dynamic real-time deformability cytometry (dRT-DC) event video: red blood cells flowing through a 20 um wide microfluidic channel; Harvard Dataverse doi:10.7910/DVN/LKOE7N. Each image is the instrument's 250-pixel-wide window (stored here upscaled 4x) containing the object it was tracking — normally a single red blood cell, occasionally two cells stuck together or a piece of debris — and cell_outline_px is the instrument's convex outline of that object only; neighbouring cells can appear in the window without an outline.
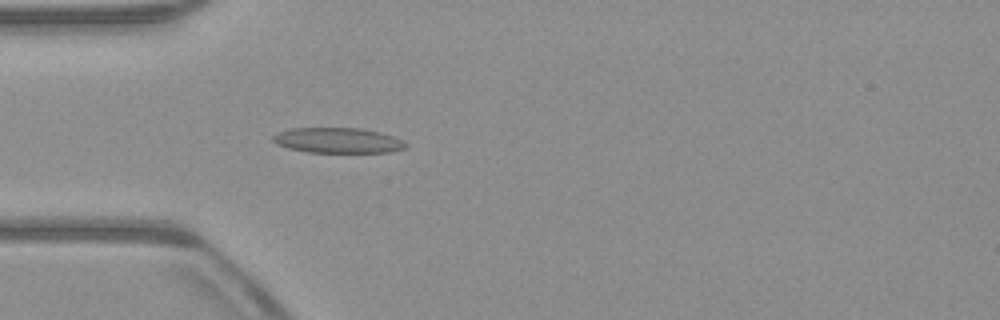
{"species": "common noctule bat (a hibernating species)", "species_latin": "Nyctalus noctula", "temperature_condition": "warm", "stored_images_in_passage": 38, "camera_frame_rate_fps": 3000, "um_per_image_px": 0.085, "animal": {"sex": "male", "body_mass_g": 23.1, "forearm_length_mm": 52.7}, "frame": {"image": 1, "passage_image": 1, "time_ms": 0.0, "image_size_px": [1000, 320], "cell_outline_px": [[408, 144], [404, 148], [388, 152], [308, 152], [288, 148], [276, 144], [272, 140], [272, 136], [280, 132], [292, 128], [360, 128], [380, 132], [404, 140]], "centroid_in_image_um": [28.72, 11.93], "position_along_channel_um": 56.3, "area_um2": 19.48}}
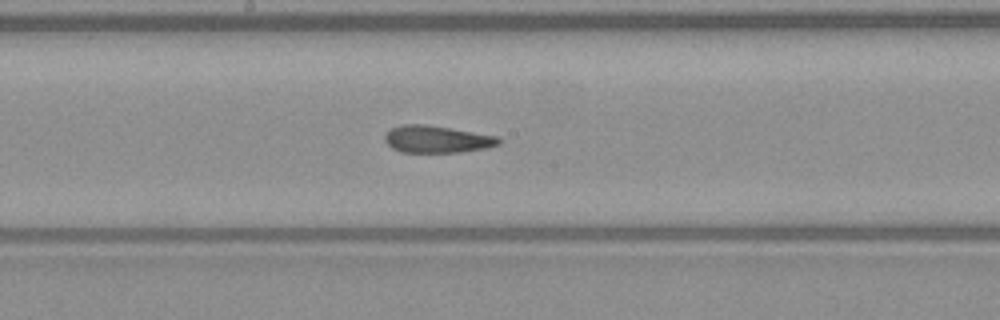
{"frame": {"image": 2, "passage_image": 13, "time_ms": 4.0, "image_size_px": [1000, 320], "cell_outline_px": [[500, 144], [484, 148], [456, 152], [400, 152], [392, 148], [384, 140], [384, 136], [392, 128], [400, 124], [424, 124], [496, 136], [500, 140]], "centroid_in_image_um": [37.07, 11.83], "position_along_channel_um": 211.1, "area_um2": 17.69}}
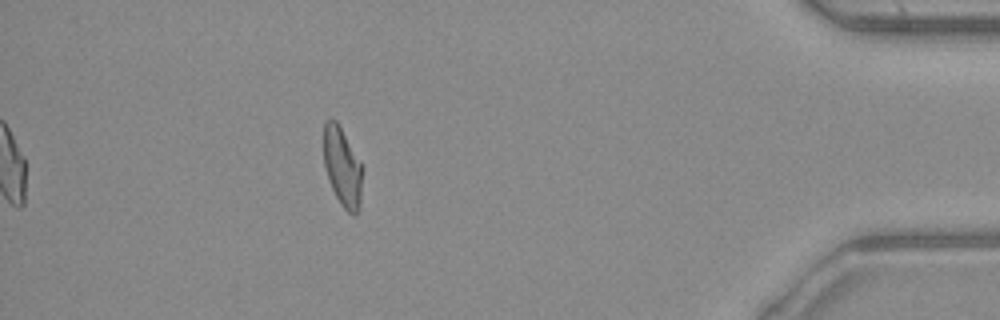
{"frame": {"image": 3, "passage_image": 32, "time_ms": 10.333, "image_size_px": [1000, 320], "cell_outline_px": [[360, 208], [352, 216], [340, 204], [328, 180], [324, 164], [324, 124], [328, 120], [336, 120], [360, 160]], "centroid_in_image_um": [29.07, 14.2], "position_along_channel_um": 406.1, "area_um2": 17.34}, "authors_computed_cell_mechanics": {"area_um2": 18.3226, "velocity_mm_per_s": 3.9475, "shape_relaxation_time_tau1_ms": 8.8292, "shape_relaxation_time_tau2_ms": 1.9304, "deformation_change_tau1": 0.2211, "deformation_change_tau2": 0.1084}}